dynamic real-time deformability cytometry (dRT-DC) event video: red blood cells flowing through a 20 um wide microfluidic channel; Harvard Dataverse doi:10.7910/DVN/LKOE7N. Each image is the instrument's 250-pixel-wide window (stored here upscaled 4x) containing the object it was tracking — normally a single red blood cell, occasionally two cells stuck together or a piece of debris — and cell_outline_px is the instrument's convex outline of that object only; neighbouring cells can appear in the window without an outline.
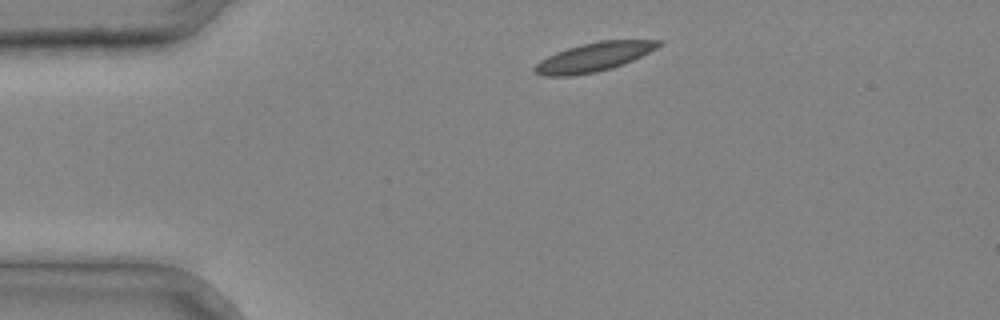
{"species": "common noctule bat (a hibernating species)", "species_latin": "Nyctalus noctula", "temperature_condition": "cold", "stored_images_in_passage": 3, "camera_frame_rate_fps": 3000, "um_per_image_px": 0.085, "animal": {"sex": "male", "body_mass_g": 20.4}, "frame": {"image": 1, "passage_image": 1, "time_ms": 0.0, "image_size_px": [1000, 320], "cell_outline_px": [[664, 44], [632, 60], [612, 68], [596, 72], [568, 76], [544, 76], [532, 72], [532, 68], [540, 60], [556, 52], [580, 44], [600, 40], [664, 40]], "centroid_in_image_um": [50.45, 4.84], "position_along_channel_um": 34.5, "area_um2": 20.87}}